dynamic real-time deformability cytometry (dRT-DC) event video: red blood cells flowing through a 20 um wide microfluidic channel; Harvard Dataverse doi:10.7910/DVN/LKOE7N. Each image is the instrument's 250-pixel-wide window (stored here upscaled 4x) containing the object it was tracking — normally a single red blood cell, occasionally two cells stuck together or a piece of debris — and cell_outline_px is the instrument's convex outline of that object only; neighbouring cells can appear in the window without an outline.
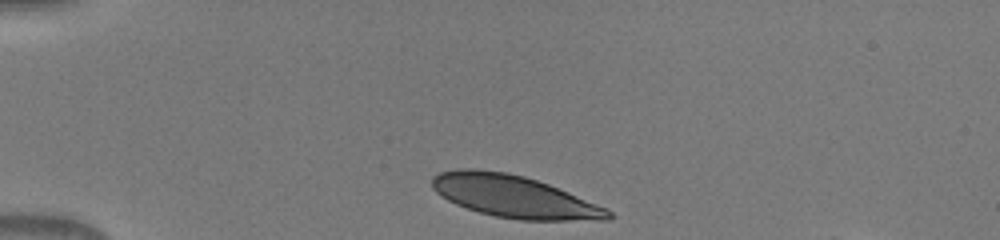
{"species": "human", "species_latin": "Homo sapiens", "temperature_condition": "warm", "stored_images_in_passage": 22, "camera_frame_rate_fps": 3000, "um_per_image_px": 0.085, "donor": {"sex": "male"}, "frame": {"image": 1, "passage_image": 1, "time_ms": 0.0, "image_size_px": [1000, 240], "cell_outline_px": [[612, 216], [608, 220], [520, 220], [496, 216], [480, 212], [456, 204], [448, 200], [436, 192], [432, 188], [432, 176], [440, 172], [456, 168], [472, 168], [508, 172], [524, 176], [548, 184], [608, 208], [612, 212]], "centroid_in_image_um": [43.68, 16.69], "position_along_channel_um": 41.3, "area_um2": 43.23}}
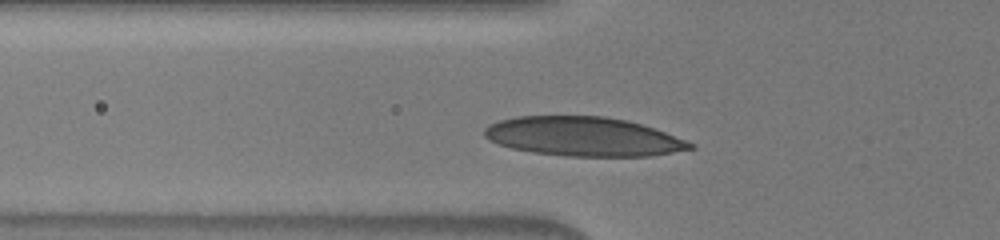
{"frame": {"image": 2, "passage_image": 7, "time_ms": 2.0, "image_size_px": [1000, 240], "cell_outline_px": [[696, 148], [652, 156], [568, 156], [532, 152], [512, 148], [488, 140], [484, 136], [484, 128], [488, 124], [500, 120], [516, 116], [604, 116], [628, 120], [664, 132], [696, 144]], "centroid_in_image_um": [49.57, 11.61], "position_along_channel_um": 76.2, "area_um2": 46.93}}
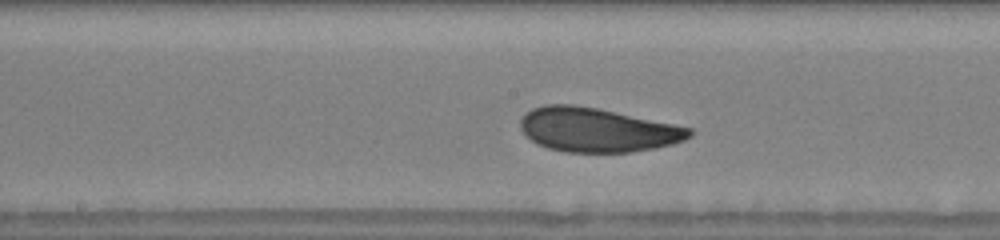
{"frame": {"image": 3, "passage_image": 16, "time_ms": 5.0, "image_size_px": [1000, 240], "cell_outline_px": [[696, 132], [692, 136], [684, 140], [672, 144], [656, 148], [628, 152], [564, 152], [548, 148], [536, 144], [520, 128], [520, 120], [532, 108], [544, 104], [572, 104], [600, 108], [692, 128]], "centroid_in_image_um": [50.79, 11.03], "position_along_channel_um": 197.4, "area_um2": 43.64}}